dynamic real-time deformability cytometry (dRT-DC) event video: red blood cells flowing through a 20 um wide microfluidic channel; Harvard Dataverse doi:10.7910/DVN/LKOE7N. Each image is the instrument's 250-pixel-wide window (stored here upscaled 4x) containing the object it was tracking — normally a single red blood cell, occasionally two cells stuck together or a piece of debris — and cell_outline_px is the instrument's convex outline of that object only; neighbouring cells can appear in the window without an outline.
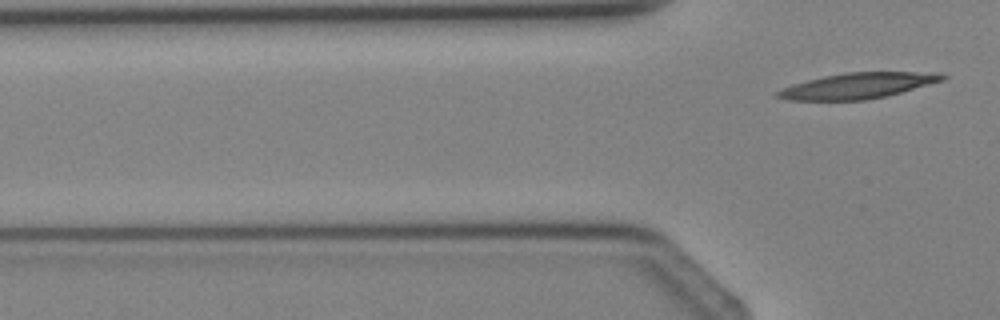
{"species": "Egyptian fruit bat (a non-hibernating species)", "species_latin": "Rousettus aegyptiacus", "temperature_condition": "cold", "stored_images_in_passage": 3, "camera_frame_rate_fps": 3000, "um_per_image_px": 0.085, "animal": {"sex": "female"}, "frame": {"image": 1, "passage_image": 3, "time_ms": 2.667, "image_size_px": [1000, 320], "cell_outline_px": [[948, 76], [944, 80], [888, 96], [868, 100], [788, 100], [776, 96], [776, 92], [792, 84], [824, 76], [844, 72], [940, 72]], "centroid_in_image_um": [72.97, 7.28], "position_along_channel_um": 52.8, "area_um2": 24.74}}